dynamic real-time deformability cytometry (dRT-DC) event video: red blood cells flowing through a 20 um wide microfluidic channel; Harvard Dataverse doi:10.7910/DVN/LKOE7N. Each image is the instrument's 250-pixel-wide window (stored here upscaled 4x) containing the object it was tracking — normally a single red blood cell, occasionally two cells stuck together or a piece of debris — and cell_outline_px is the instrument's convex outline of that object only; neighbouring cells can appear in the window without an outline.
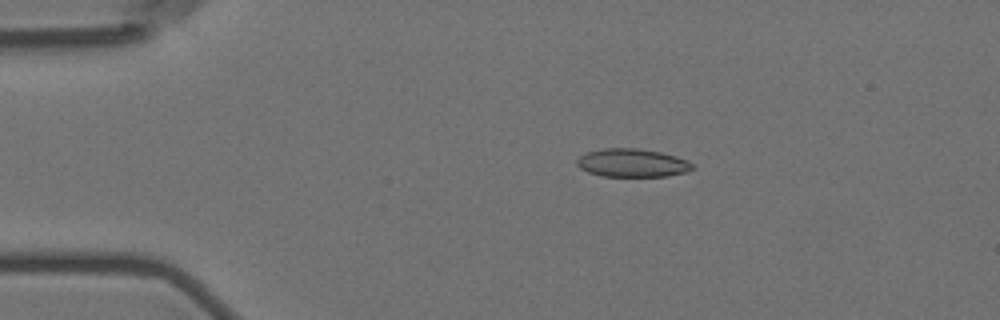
{"species": "Egyptian fruit bat (a non-hibernating species)", "species_latin": "Rousettus aegyptiacus", "temperature_condition": "room temperature", "stored_images_in_passage": 3, "camera_frame_rate_fps": 3000, "um_per_image_px": 0.085, "animal": {"sex": "female"}, "frame": {"image": 1, "passage_image": 2, "time_ms": 1.333, "image_size_px": [1000, 320], "cell_outline_px": [[692, 168], [688, 172], [668, 176], [600, 176], [588, 172], [580, 168], [576, 164], [576, 160], [580, 156], [588, 152], [604, 148], [636, 148], [660, 152], [676, 156], [692, 164]], "centroid_in_image_um": [53.71, 13.85], "position_along_channel_um": 31.3, "area_um2": 18.9}}